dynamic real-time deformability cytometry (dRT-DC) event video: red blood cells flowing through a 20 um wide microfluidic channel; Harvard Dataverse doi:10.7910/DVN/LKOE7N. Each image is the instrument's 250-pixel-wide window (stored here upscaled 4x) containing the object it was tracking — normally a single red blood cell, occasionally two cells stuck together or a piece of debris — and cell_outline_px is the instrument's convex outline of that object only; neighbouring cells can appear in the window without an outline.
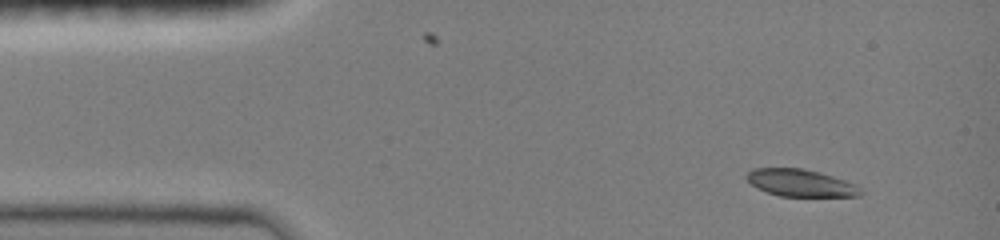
{"species": "common noctule bat (a hibernating species)", "species_latin": "Nyctalus noctula", "temperature_condition": "room temperature", "stored_images_in_passage": 43, "camera_frame_rate_fps": 3000, "um_per_image_px": 0.085, "animal": {"sex": "female", "body_mass_g": 19.0, "forearm_length_mm": 51.5}, "frame": {"image": 1, "passage_image": 1, "time_ms": 0.0, "image_size_px": [1000, 240], "cell_outline_px": [[864, 192], [860, 196], [780, 196], [756, 188], [744, 176], [752, 168], [804, 168], [820, 172], [856, 184]], "centroid_in_image_um": [68.05, 15.54], "position_along_channel_um": 16.9, "area_um2": 18.09}}
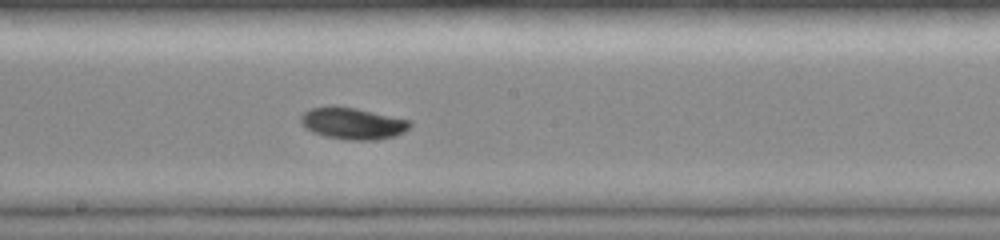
{"frame": {"image": 2, "passage_image": 22, "time_ms": 7.0, "image_size_px": [1000, 240], "cell_outline_px": [[412, 124], [404, 132], [396, 136], [376, 140], [344, 140], [324, 136], [312, 132], [304, 128], [300, 124], [300, 116], [304, 112], [312, 108], [332, 104], [356, 108], [412, 120]], "centroid_in_image_um": [29.96, 10.48], "position_along_channel_um": 218.2, "area_um2": 20.69}}
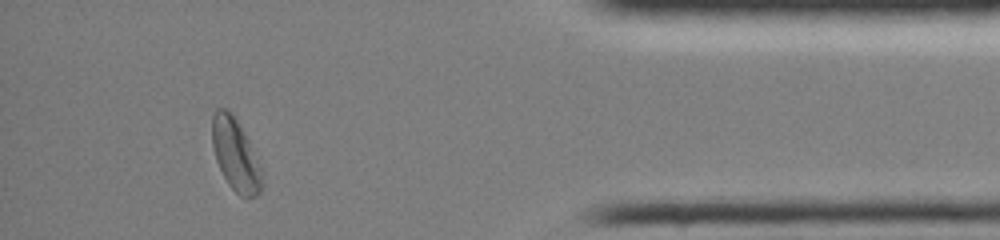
{"frame": {"image": 3, "passage_image": 39, "time_ms": 12.667, "image_size_px": [1000, 240], "cell_outline_px": [[264, 184], [260, 192], [256, 196], [240, 196], [228, 184], [216, 160], [212, 144], [212, 116], [216, 108], [228, 108], [232, 112], [240, 124], [260, 164]], "centroid_in_image_um": [20.02, 13.13], "position_along_channel_um": 415.2, "area_um2": 21.04}, "authors_computed_cell_mechanics": {"area_um2": 19.5364, "velocity_mm_per_s": 4.0319, "shape_relaxation_time_tau1_ms": 4.331, "shape_relaxation_time_tau2_ms": null, "deformation_change_tau1": 0.1429, "deformation_change_tau2": null}}